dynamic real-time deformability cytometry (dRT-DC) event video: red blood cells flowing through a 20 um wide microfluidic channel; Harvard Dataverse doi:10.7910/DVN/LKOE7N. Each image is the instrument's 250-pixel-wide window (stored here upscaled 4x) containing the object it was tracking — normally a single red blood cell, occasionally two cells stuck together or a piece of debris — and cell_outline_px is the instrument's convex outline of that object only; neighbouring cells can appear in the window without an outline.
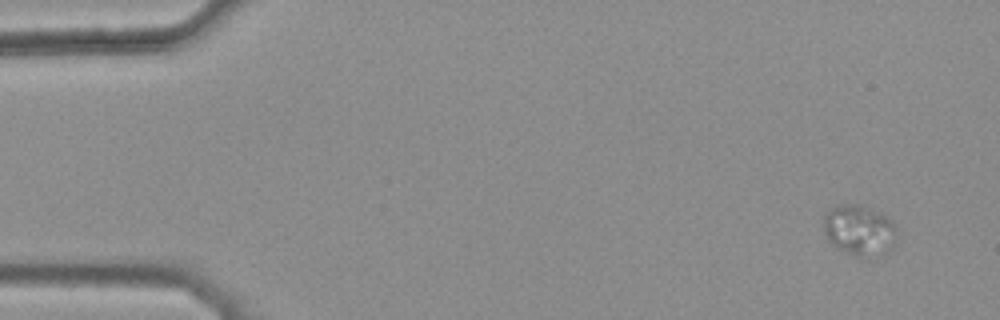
{"species": "common noctule bat (a hibernating species)", "species_latin": "Nyctalus noctula", "temperature_condition": "warm", "stored_images_in_passage": 44, "camera_frame_rate_fps": 3000, "um_per_image_px": 0.085, "animal": {"sex": "female", "body_mass_g": 25.1}, "frame": {"image": 1, "passage_image": 1, "time_ms": 0.0, "image_size_px": [1000, 320], "cell_outline_px": [[896, 228], [892, 244], [864, 260], [860, 260], [832, 244], [828, 240], [824, 232], [824, 216], [832, 208], [840, 204], [860, 204], [888, 216], [892, 220]], "centroid_in_image_um": [72.99, 19.55], "position_along_channel_um": 12.0, "area_um2": 21.21}}
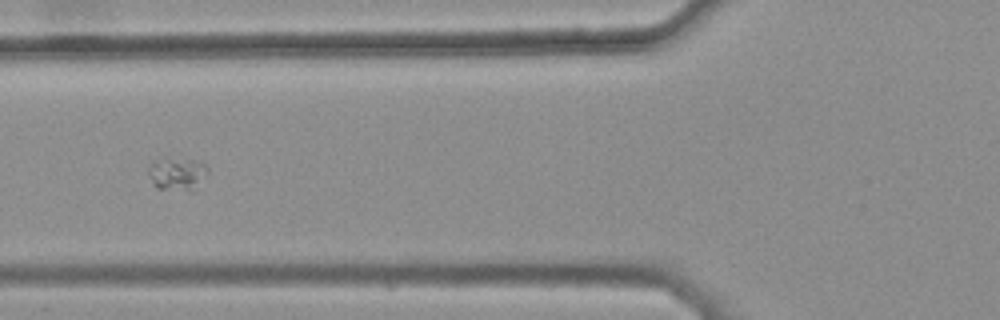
{"frame": {"image": 2, "passage_image": 18, "time_ms": 5.667, "image_size_px": [1000, 320], "cell_outline_px": [[208, 172], [192, 192], [188, 192], [156, 188], [152, 184], [148, 176], [148, 164], [188, 160], [192, 160], [208, 164]], "centroid_in_image_um": [15.09, 14.87], "position_along_channel_um": 110.7, "area_um2": 10.92}}
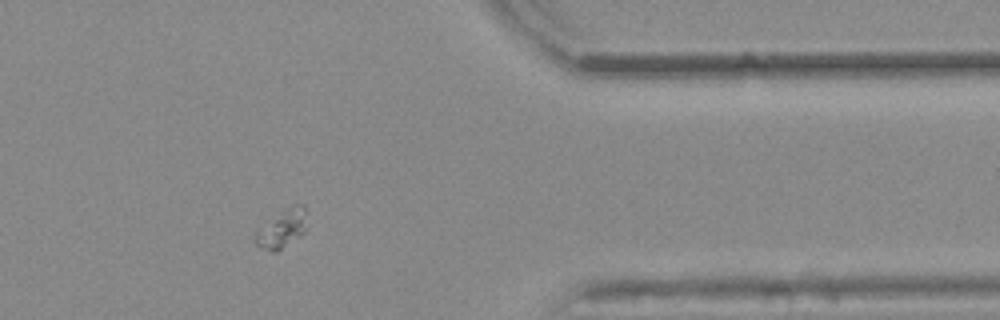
{"frame": {"image": 3, "passage_image": 41, "time_ms": 13.333, "image_size_px": [1000, 320], "cell_outline_px": [[308, 228], [300, 236], [276, 252], [272, 252], [256, 244], [256, 236], [284, 208], [296, 204], [304, 204]], "centroid_in_image_um": [24.11, 19.42], "position_along_channel_um": 387.3, "area_um2": 10.87}}